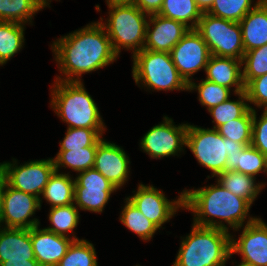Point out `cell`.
<instances>
[{"instance_id":"1","label":"cell","mask_w":267,"mask_h":266,"mask_svg":"<svg viewBox=\"0 0 267 266\" xmlns=\"http://www.w3.org/2000/svg\"><path fill=\"white\" fill-rule=\"evenodd\" d=\"M52 50L60 72L66 76L65 79L58 76L56 81L81 82L82 74L103 68L118 57L98 21L59 38L53 43Z\"/></svg>"},{"instance_id":"2","label":"cell","mask_w":267,"mask_h":266,"mask_svg":"<svg viewBox=\"0 0 267 266\" xmlns=\"http://www.w3.org/2000/svg\"><path fill=\"white\" fill-rule=\"evenodd\" d=\"M250 207L251 204L246 199L232 194L219 182L215 186L183 191V208L191 210L196 216L194 224L203 227L228 231L227 225L222 223L223 219L237 230L243 226ZM214 217L221 221L216 222Z\"/></svg>"},{"instance_id":"3","label":"cell","mask_w":267,"mask_h":266,"mask_svg":"<svg viewBox=\"0 0 267 266\" xmlns=\"http://www.w3.org/2000/svg\"><path fill=\"white\" fill-rule=\"evenodd\" d=\"M228 231L193 223L191 233L181 241L173 266H224L231 255Z\"/></svg>"},{"instance_id":"4","label":"cell","mask_w":267,"mask_h":266,"mask_svg":"<svg viewBox=\"0 0 267 266\" xmlns=\"http://www.w3.org/2000/svg\"><path fill=\"white\" fill-rule=\"evenodd\" d=\"M55 82L51 107L68 128L106 129L95 101L82 82Z\"/></svg>"},{"instance_id":"5","label":"cell","mask_w":267,"mask_h":266,"mask_svg":"<svg viewBox=\"0 0 267 266\" xmlns=\"http://www.w3.org/2000/svg\"><path fill=\"white\" fill-rule=\"evenodd\" d=\"M110 8L104 27L114 52L119 55L121 47L133 50V55L143 50L146 39V16L134 3H107Z\"/></svg>"},{"instance_id":"6","label":"cell","mask_w":267,"mask_h":266,"mask_svg":"<svg viewBox=\"0 0 267 266\" xmlns=\"http://www.w3.org/2000/svg\"><path fill=\"white\" fill-rule=\"evenodd\" d=\"M132 74L136 84L154 90H188V83L175 67L168 52L141 50L133 56Z\"/></svg>"},{"instance_id":"7","label":"cell","mask_w":267,"mask_h":266,"mask_svg":"<svg viewBox=\"0 0 267 266\" xmlns=\"http://www.w3.org/2000/svg\"><path fill=\"white\" fill-rule=\"evenodd\" d=\"M200 165L212 171V177L225 171L227 157L241 153L249 145H243L221 136L216 129H204L188 124L186 145Z\"/></svg>"},{"instance_id":"8","label":"cell","mask_w":267,"mask_h":266,"mask_svg":"<svg viewBox=\"0 0 267 266\" xmlns=\"http://www.w3.org/2000/svg\"><path fill=\"white\" fill-rule=\"evenodd\" d=\"M207 44L211 55L242 60L245 50L239 22L203 13L195 29Z\"/></svg>"},{"instance_id":"9","label":"cell","mask_w":267,"mask_h":266,"mask_svg":"<svg viewBox=\"0 0 267 266\" xmlns=\"http://www.w3.org/2000/svg\"><path fill=\"white\" fill-rule=\"evenodd\" d=\"M14 163H0V170L3 172L7 184L19 191L32 194L40 199L44 187L47 185L50 176L55 171L53 159L35 160L18 166Z\"/></svg>"},{"instance_id":"10","label":"cell","mask_w":267,"mask_h":266,"mask_svg":"<svg viewBox=\"0 0 267 266\" xmlns=\"http://www.w3.org/2000/svg\"><path fill=\"white\" fill-rule=\"evenodd\" d=\"M163 120V123L153 126L140 142L142 150L151 158L175 156L186 145L188 124L175 126L166 116Z\"/></svg>"},{"instance_id":"11","label":"cell","mask_w":267,"mask_h":266,"mask_svg":"<svg viewBox=\"0 0 267 266\" xmlns=\"http://www.w3.org/2000/svg\"><path fill=\"white\" fill-rule=\"evenodd\" d=\"M170 55L178 72L189 84L192 82L191 75L206 69L211 53L201 35L190 29L172 48Z\"/></svg>"},{"instance_id":"12","label":"cell","mask_w":267,"mask_h":266,"mask_svg":"<svg viewBox=\"0 0 267 266\" xmlns=\"http://www.w3.org/2000/svg\"><path fill=\"white\" fill-rule=\"evenodd\" d=\"M116 190L100 172L88 169L79 172L75 179L74 203L82 210L101 213Z\"/></svg>"},{"instance_id":"13","label":"cell","mask_w":267,"mask_h":266,"mask_svg":"<svg viewBox=\"0 0 267 266\" xmlns=\"http://www.w3.org/2000/svg\"><path fill=\"white\" fill-rule=\"evenodd\" d=\"M40 208V199L38 197L14 189L6 183L1 214V223L5 222L4 227L31 229L39 225L38 219L31 220L29 218Z\"/></svg>"},{"instance_id":"14","label":"cell","mask_w":267,"mask_h":266,"mask_svg":"<svg viewBox=\"0 0 267 266\" xmlns=\"http://www.w3.org/2000/svg\"><path fill=\"white\" fill-rule=\"evenodd\" d=\"M152 185L139 184L138 190L127 199L159 229L169 221L178 208H183V192L175 201H169L166 196Z\"/></svg>"},{"instance_id":"15","label":"cell","mask_w":267,"mask_h":266,"mask_svg":"<svg viewBox=\"0 0 267 266\" xmlns=\"http://www.w3.org/2000/svg\"><path fill=\"white\" fill-rule=\"evenodd\" d=\"M243 228L239 240L231 238V255L240 254L242 263L250 266H267V224L250 217Z\"/></svg>"},{"instance_id":"16","label":"cell","mask_w":267,"mask_h":266,"mask_svg":"<svg viewBox=\"0 0 267 266\" xmlns=\"http://www.w3.org/2000/svg\"><path fill=\"white\" fill-rule=\"evenodd\" d=\"M129 163L130 160L125 151L115 143L103 139L98 144L93 168L117 189L127 181Z\"/></svg>"},{"instance_id":"17","label":"cell","mask_w":267,"mask_h":266,"mask_svg":"<svg viewBox=\"0 0 267 266\" xmlns=\"http://www.w3.org/2000/svg\"><path fill=\"white\" fill-rule=\"evenodd\" d=\"M143 49L170 53L172 48L190 30L183 23L159 14L149 16ZM150 24L153 25L151 30Z\"/></svg>"},{"instance_id":"18","label":"cell","mask_w":267,"mask_h":266,"mask_svg":"<svg viewBox=\"0 0 267 266\" xmlns=\"http://www.w3.org/2000/svg\"><path fill=\"white\" fill-rule=\"evenodd\" d=\"M39 225L30 229V236L35 260L41 266H57L67 253L76 236L69 237L55 234L47 229H39Z\"/></svg>"},{"instance_id":"19","label":"cell","mask_w":267,"mask_h":266,"mask_svg":"<svg viewBox=\"0 0 267 266\" xmlns=\"http://www.w3.org/2000/svg\"><path fill=\"white\" fill-rule=\"evenodd\" d=\"M242 60L211 55L206 65V80L225 86H235V94L245 91L242 79Z\"/></svg>"},{"instance_id":"20","label":"cell","mask_w":267,"mask_h":266,"mask_svg":"<svg viewBox=\"0 0 267 266\" xmlns=\"http://www.w3.org/2000/svg\"><path fill=\"white\" fill-rule=\"evenodd\" d=\"M9 260H35L30 229L0 228V264Z\"/></svg>"},{"instance_id":"21","label":"cell","mask_w":267,"mask_h":266,"mask_svg":"<svg viewBox=\"0 0 267 266\" xmlns=\"http://www.w3.org/2000/svg\"><path fill=\"white\" fill-rule=\"evenodd\" d=\"M245 52L267 44V0H261L239 22Z\"/></svg>"},{"instance_id":"22","label":"cell","mask_w":267,"mask_h":266,"mask_svg":"<svg viewBox=\"0 0 267 266\" xmlns=\"http://www.w3.org/2000/svg\"><path fill=\"white\" fill-rule=\"evenodd\" d=\"M262 170L267 173V157L252 145L227 157L225 171H237L255 178Z\"/></svg>"},{"instance_id":"23","label":"cell","mask_w":267,"mask_h":266,"mask_svg":"<svg viewBox=\"0 0 267 266\" xmlns=\"http://www.w3.org/2000/svg\"><path fill=\"white\" fill-rule=\"evenodd\" d=\"M41 195L51 208L74 204L75 180L69 174L54 171Z\"/></svg>"},{"instance_id":"24","label":"cell","mask_w":267,"mask_h":266,"mask_svg":"<svg viewBox=\"0 0 267 266\" xmlns=\"http://www.w3.org/2000/svg\"><path fill=\"white\" fill-rule=\"evenodd\" d=\"M217 177V182L225 189L236 196L246 199L250 204L253 203L264 186L263 184L260 185V183L256 184V178L237 171H224Z\"/></svg>"},{"instance_id":"25","label":"cell","mask_w":267,"mask_h":266,"mask_svg":"<svg viewBox=\"0 0 267 266\" xmlns=\"http://www.w3.org/2000/svg\"><path fill=\"white\" fill-rule=\"evenodd\" d=\"M103 139L100 137L92 146L81 149H71L70 151H59L57 156L53 158L55 171H59V167H69L74 171L82 172L92 169L95 163V155L98 144Z\"/></svg>"},{"instance_id":"26","label":"cell","mask_w":267,"mask_h":266,"mask_svg":"<svg viewBox=\"0 0 267 266\" xmlns=\"http://www.w3.org/2000/svg\"><path fill=\"white\" fill-rule=\"evenodd\" d=\"M158 14L181 22L189 29H196L203 13L195 0H164Z\"/></svg>"},{"instance_id":"27","label":"cell","mask_w":267,"mask_h":266,"mask_svg":"<svg viewBox=\"0 0 267 266\" xmlns=\"http://www.w3.org/2000/svg\"><path fill=\"white\" fill-rule=\"evenodd\" d=\"M24 42V24L0 21V65L20 51Z\"/></svg>"},{"instance_id":"28","label":"cell","mask_w":267,"mask_h":266,"mask_svg":"<svg viewBox=\"0 0 267 266\" xmlns=\"http://www.w3.org/2000/svg\"><path fill=\"white\" fill-rule=\"evenodd\" d=\"M236 95L239 96V100L231 101L228 99L208 110L214 119L212 122L216 124L213 126V129L234 119L241 118L250 108L254 110V108L246 103L248 98L245 91L239 92Z\"/></svg>"},{"instance_id":"29","label":"cell","mask_w":267,"mask_h":266,"mask_svg":"<svg viewBox=\"0 0 267 266\" xmlns=\"http://www.w3.org/2000/svg\"><path fill=\"white\" fill-rule=\"evenodd\" d=\"M120 221L143 240H150L159 229L147 219L127 198Z\"/></svg>"},{"instance_id":"30","label":"cell","mask_w":267,"mask_h":266,"mask_svg":"<svg viewBox=\"0 0 267 266\" xmlns=\"http://www.w3.org/2000/svg\"><path fill=\"white\" fill-rule=\"evenodd\" d=\"M253 109H249L241 118L234 119L216 128L224 138L243 145L252 143Z\"/></svg>"},{"instance_id":"31","label":"cell","mask_w":267,"mask_h":266,"mask_svg":"<svg viewBox=\"0 0 267 266\" xmlns=\"http://www.w3.org/2000/svg\"><path fill=\"white\" fill-rule=\"evenodd\" d=\"M77 208L75 203L51 208L49 220L52 227H47L45 229L54 232L55 234L69 237L66 233H72L79 222V211Z\"/></svg>"},{"instance_id":"32","label":"cell","mask_w":267,"mask_h":266,"mask_svg":"<svg viewBox=\"0 0 267 266\" xmlns=\"http://www.w3.org/2000/svg\"><path fill=\"white\" fill-rule=\"evenodd\" d=\"M253 0H214L207 13L233 22H240L261 0L252 7Z\"/></svg>"},{"instance_id":"33","label":"cell","mask_w":267,"mask_h":266,"mask_svg":"<svg viewBox=\"0 0 267 266\" xmlns=\"http://www.w3.org/2000/svg\"><path fill=\"white\" fill-rule=\"evenodd\" d=\"M57 266H98L93 244L84 239L74 240Z\"/></svg>"},{"instance_id":"34","label":"cell","mask_w":267,"mask_h":266,"mask_svg":"<svg viewBox=\"0 0 267 266\" xmlns=\"http://www.w3.org/2000/svg\"><path fill=\"white\" fill-rule=\"evenodd\" d=\"M242 79L246 86L252 79L267 74V44L245 52L242 65Z\"/></svg>"},{"instance_id":"35","label":"cell","mask_w":267,"mask_h":266,"mask_svg":"<svg viewBox=\"0 0 267 266\" xmlns=\"http://www.w3.org/2000/svg\"><path fill=\"white\" fill-rule=\"evenodd\" d=\"M198 90L199 101L203 106L207 107V110L219 105L226 101L230 97V90L225 86L218 85L208 80H202L198 85L194 82H190L188 90Z\"/></svg>"},{"instance_id":"36","label":"cell","mask_w":267,"mask_h":266,"mask_svg":"<svg viewBox=\"0 0 267 266\" xmlns=\"http://www.w3.org/2000/svg\"><path fill=\"white\" fill-rule=\"evenodd\" d=\"M105 129L89 128H67L66 135L60 143L59 151H70L71 149H81L92 146Z\"/></svg>"},{"instance_id":"37","label":"cell","mask_w":267,"mask_h":266,"mask_svg":"<svg viewBox=\"0 0 267 266\" xmlns=\"http://www.w3.org/2000/svg\"><path fill=\"white\" fill-rule=\"evenodd\" d=\"M49 0H11V22L25 24L33 14L49 5Z\"/></svg>"},{"instance_id":"38","label":"cell","mask_w":267,"mask_h":266,"mask_svg":"<svg viewBox=\"0 0 267 266\" xmlns=\"http://www.w3.org/2000/svg\"><path fill=\"white\" fill-rule=\"evenodd\" d=\"M248 102L267 109V74L252 79L246 86Z\"/></svg>"},{"instance_id":"39","label":"cell","mask_w":267,"mask_h":266,"mask_svg":"<svg viewBox=\"0 0 267 266\" xmlns=\"http://www.w3.org/2000/svg\"><path fill=\"white\" fill-rule=\"evenodd\" d=\"M256 116V111L253 110L251 145L267 157V109H264L260 120L257 121Z\"/></svg>"},{"instance_id":"40","label":"cell","mask_w":267,"mask_h":266,"mask_svg":"<svg viewBox=\"0 0 267 266\" xmlns=\"http://www.w3.org/2000/svg\"><path fill=\"white\" fill-rule=\"evenodd\" d=\"M164 0H136L135 5L148 15L158 14Z\"/></svg>"},{"instance_id":"41","label":"cell","mask_w":267,"mask_h":266,"mask_svg":"<svg viewBox=\"0 0 267 266\" xmlns=\"http://www.w3.org/2000/svg\"><path fill=\"white\" fill-rule=\"evenodd\" d=\"M0 21L11 22V0H0Z\"/></svg>"},{"instance_id":"42","label":"cell","mask_w":267,"mask_h":266,"mask_svg":"<svg viewBox=\"0 0 267 266\" xmlns=\"http://www.w3.org/2000/svg\"><path fill=\"white\" fill-rule=\"evenodd\" d=\"M0 266H41L36 260H9L2 262Z\"/></svg>"},{"instance_id":"43","label":"cell","mask_w":267,"mask_h":266,"mask_svg":"<svg viewBox=\"0 0 267 266\" xmlns=\"http://www.w3.org/2000/svg\"><path fill=\"white\" fill-rule=\"evenodd\" d=\"M6 178L3 174V172L0 170V227H1V214L3 211V194H4V188L6 186Z\"/></svg>"},{"instance_id":"44","label":"cell","mask_w":267,"mask_h":266,"mask_svg":"<svg viewBox=\"0 0 267 266\" xmlns=\"http://www.w3.org/2000/svg\"><path fill=\"white\" fill-rule=\"evenodd\" d=\"M195 1L198 8L202 11V13L207 12L211 8L214 2V0H195Z\"/></svg>"},{"instance_id":"45","label":"cell","mask_w":267,"mask_h":266,"mask_svg":"<svg viewBox=\"0 0 267 266\" xmlns=\"http://www.w3.org/2000/svg\"><path fill=\"white\" fill-rule=\"evenodd\" d=\"M106 3H135L136 0H106Z\"/></svg>"},{"instance_id":"46","label":"cell","mask_w":267,"mask_h":266,"mask_svg":"<svg viewBox=\"0 0 267 266\" xmlns=\"http://www.w3.org/2000/svg\"><path fill=\"white\" fill-rule=\"evenodd\" d=\"M224 266H225V265H224ZM237 266H250V265L241 262V263H240L239 265H237Z\"/></svg>"}]
</instances>
